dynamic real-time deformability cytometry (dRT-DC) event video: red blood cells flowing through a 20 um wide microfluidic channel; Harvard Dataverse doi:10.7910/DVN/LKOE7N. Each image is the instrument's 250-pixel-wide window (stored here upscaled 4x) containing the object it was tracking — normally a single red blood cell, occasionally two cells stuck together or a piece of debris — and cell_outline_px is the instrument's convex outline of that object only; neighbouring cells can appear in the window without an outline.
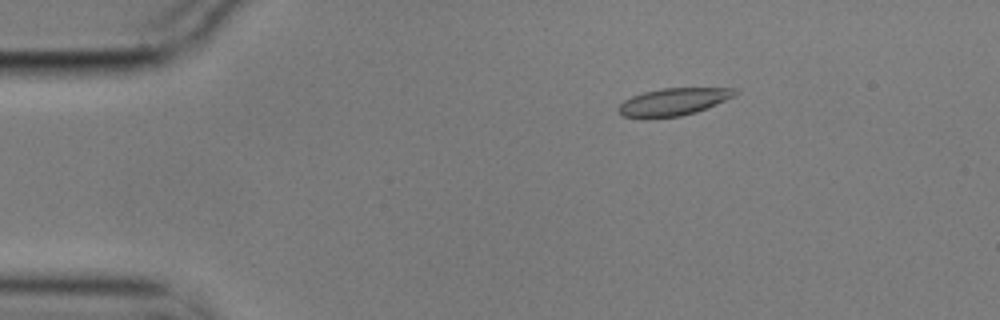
{"species": "common noctule bat (a hibernating species)", "species_latin": "Nyctalus noctula", "temperature_condition": "cold", "stored_images_in_passage": 5, "camera_frame_rate_fps": 3000, "um_per_image_px": 0.085, "animal": {"sex": "male", "body_mass_g": 17.9}, "frame": {"image": 1, "passage_image": 3, "time_ms": 0.667, "image_size_px": [1000, 320], "cell_outline_px": [[740, 92], [736, 96], [696, 112], [680, 116], [624, 116], [616, 108], [624, 100], [632, 96], [644, 92], [664, 88], [736, 88]], "centroid_in_image_um": [57.32, 8.62], "position_along_channel_um": 27.7, "area_um2": 18.15}}
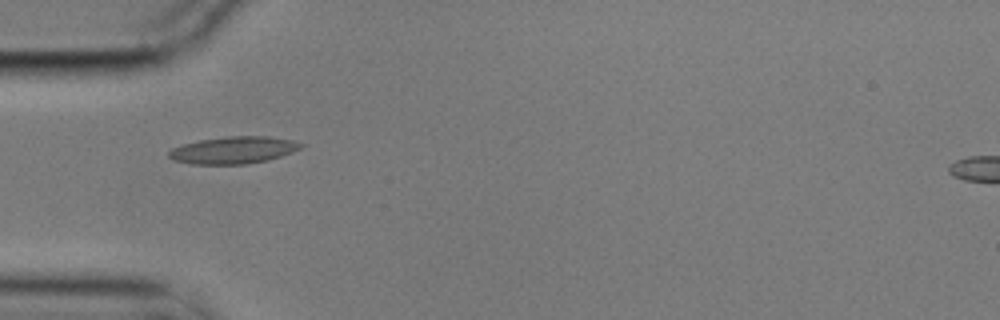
{"frame": {"image": 2, "passage_image": 5, "time_ms": 1.333, "image_size_px": [1000, 320], "cell_outline_px": [[304, 144], [300, 148], [292, 152], [268, 160], [248, 164], [192, 164], [172, 160], [168, 156], [168, 152], [172, 148], [184, 144], [200, 140], [224, 136], [268, 136], [292, 140]], "centroid_in_image_um": [19.83, 12.76], "position_along_channel_um": 65.2, "area_um2": 20.87}}